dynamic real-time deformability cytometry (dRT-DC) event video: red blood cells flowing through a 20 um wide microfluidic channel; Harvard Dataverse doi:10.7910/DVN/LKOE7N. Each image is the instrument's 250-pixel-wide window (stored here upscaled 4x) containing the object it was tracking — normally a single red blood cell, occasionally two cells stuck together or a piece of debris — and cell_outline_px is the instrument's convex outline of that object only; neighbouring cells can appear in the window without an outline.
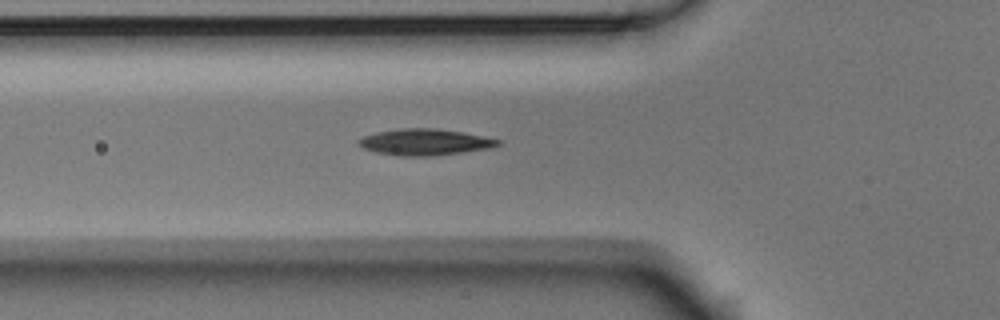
{"species": "Egyptian fruit bat (a non-hibernating species)", "species_latin": "Rousettus aegyptiacus", "temperature_condition": "room temperature", "stored_images_in_passage": 32, "camera_frame_rate_fps": 3000, "um_per_image_px": 0.085, "animal": {"sex": "male"}, "frame": {"image": 1, "passage_image": 2, "time_ms": 0.333, "image_size_px": [1000, 320], "cell_outline_px": [[500, 144], [492, 148], [432, 156], [400, 156], [376, 152], [364, 148], [356, 144], [356, 140], [364, 136], [376, 132], [400, 128], [436, 128], [464, 132], [484, 136], [500, 140]], "centroid_in_image_um": [36.1, 12.07], "position_along_channel_um": 89.7, "area_um2": 21.5}}
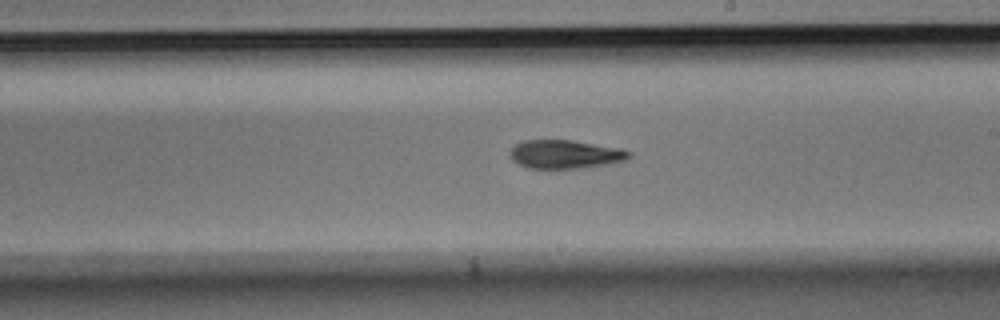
{"frame": {"image": 2, "passage_image": 14, "time_ms": 4.333, "image_size_px": [1000, 320], "cell_outline_px": [[632, 156], [624, 160], [584, 168], [528, 168], [512, 160], [508, 152], [516, 144], [524, 140], [568, 140], [620, 148], [632, 152]], "centroid_in_image_um": [48.01, 13.11], "position_along_channel_um": 241.0, "area_um2": 19.59}}
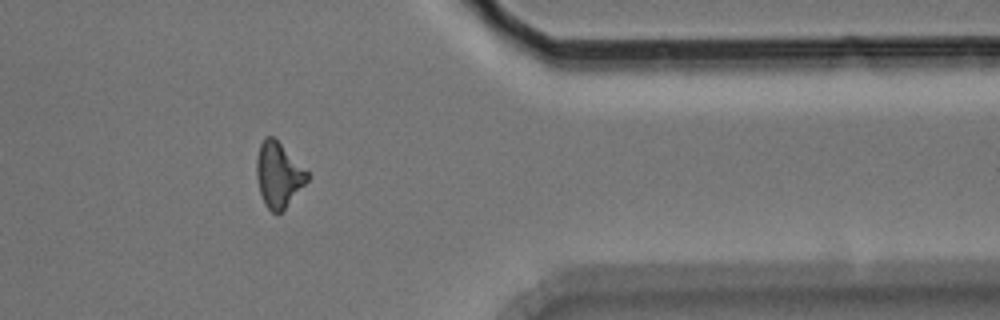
{"frame": {"image": 3, "passage_image": 27, "time_ms": 8.667, "image_size_px": [1000, 320], "cell_outline_px": [[308, 180], [284, 208], [280, 212], [272, 212], [264, 204], [260, 192], [256, 176], [256, 156], [260, 144], [264, 136], [272, 136], [308, 172]], "centroid_in_image_um": [23.63, 14.84], "position_along_channel_um": 387.8, "area_um2": 18.73}}